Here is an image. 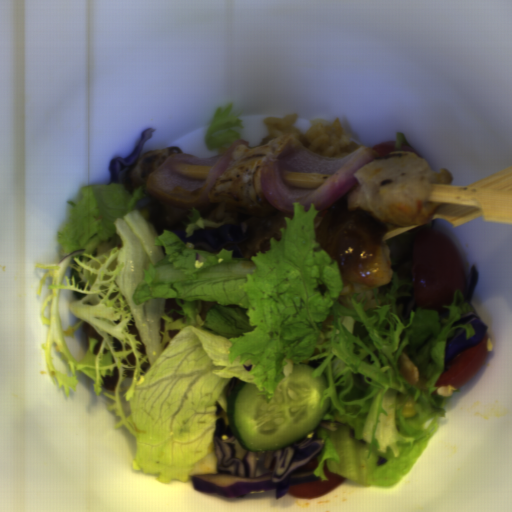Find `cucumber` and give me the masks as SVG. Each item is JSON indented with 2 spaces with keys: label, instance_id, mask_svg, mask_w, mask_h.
Masks as SVG:
<instances>
[{
  "label": "cucumber",
  "instance_id": "1",
  "mask_svg": "<svg viewBox=\"0 0 512 512\" xmlns=\"http://www.w3.org/2000/svg\"><path fill=\"white\" fill-rule=\"evenodd\" d=\"M315 367L293 364L290 375L276 385L270 402L254 383L241 381L226 398V415L235 440L245 451L280 450L297 443L322 422L328 380L312 377Z\"/></svg>",
  "mask_w": 512,
  "mask_h": 512
}]
</instances>
